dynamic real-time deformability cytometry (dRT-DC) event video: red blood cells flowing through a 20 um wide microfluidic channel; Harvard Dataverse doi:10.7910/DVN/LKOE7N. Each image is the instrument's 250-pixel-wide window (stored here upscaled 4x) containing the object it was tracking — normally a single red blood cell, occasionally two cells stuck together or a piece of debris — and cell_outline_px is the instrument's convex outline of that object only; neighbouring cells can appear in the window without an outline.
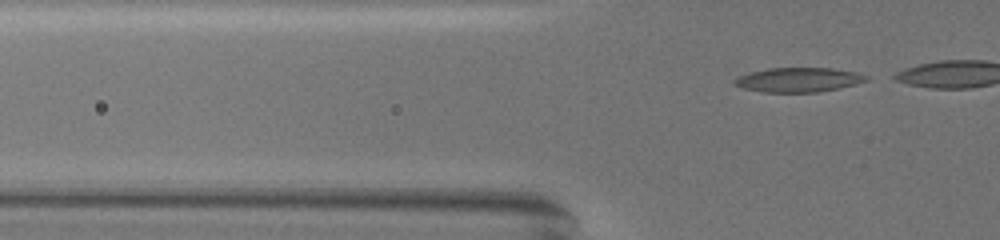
{"species": "common noctule bat (a hibernating species)", "species_latin": "Nyctalus noctula", "temperature_condition": "warm", "stored_images_in_passage": 11, "camera_frame_rate_fps": 3000, "um_per_image_px": 0.085, "animal": {"sex": "female", "body_mass_g": 19.5, "forearm_length_mm": 54.1}, "frame": {"image": 1, "passage_image": 2, "time_ms": 0.333, "image_size_px": [1000, 240], "cell_outline_px": [[868, 80], [856, 84], [840, 88], [816, 92], [764, 92], [744, 88], [732, 84], [732, 80], [740, 76], [752, 72], [768, 68], [832, 68], [856, 72], [868, 76]], "centroid_in_image_um": [67.88, 6.78], "position_along_channel_um": 57.9, "area_um2": 18.67}}
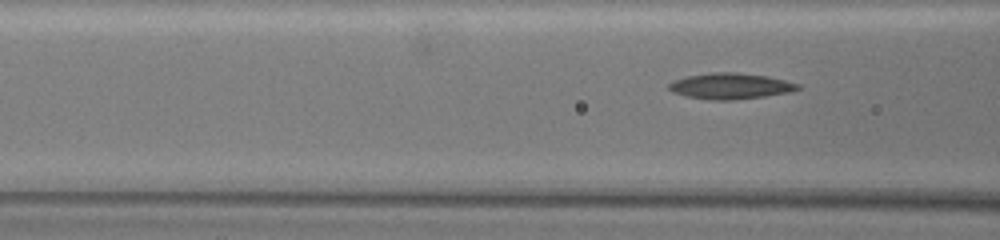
{"frame": {"image": 2, "passage_image": 8, "time_ms": 2.333, "image_size_px": [1000, 240], "cell_outline_px": [[800, 88], [788, 92], [764, 96], [732, 100], [712, 100], [688, 96], [672, 92], [668, 88], [668, 84], [676, 80], [688, 76], [708, 72], [736, 72], [768, 76], [800, 84]], "centroid_in_image_um": [62.08, 7.3], "position_along_channel_um": 104.5, "area_um2": 19.31}}